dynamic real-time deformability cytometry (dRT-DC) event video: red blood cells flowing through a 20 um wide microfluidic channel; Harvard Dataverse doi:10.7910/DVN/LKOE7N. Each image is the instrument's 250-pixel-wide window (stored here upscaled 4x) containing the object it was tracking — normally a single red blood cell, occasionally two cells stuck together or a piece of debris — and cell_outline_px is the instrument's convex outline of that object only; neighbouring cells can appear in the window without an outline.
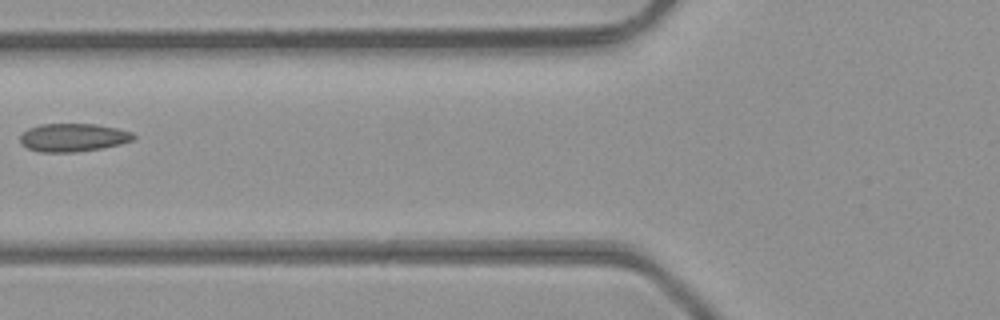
{"species": "common noctule bat (a hibernating species)", "species_latin": "Nyctalus noctula", "temperature_condition": "room temperature", "stored_images_in_passage": 3, "camera_frame_rate_fps": 3000, "um_per_image_px": 0.085, "animal": {"sex": "male", "body_mass_g": 23.1, "forearm_length_mm": 52.7}, "frame": {"image": 1, "passage_image": 3, "time_ms": 0.667, "image_size_px": [1000, 320], "cell_outline_px": [[136, 136], [132, 140], [120, 144], [100, 148], [76, 152], [40, 152], [28, 148], [20, 144], [20, 136], [28, 128], [40, 124], [96, 124], [116, 128], [132, 132]], "centroid_in_image_um": [6.19, 11.68], "position_along_channel_um": 119.6, "area_um2": 18.55}}